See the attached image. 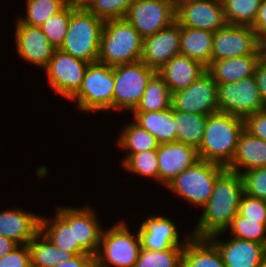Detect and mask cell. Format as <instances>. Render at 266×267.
<instances>
[{
	"mask_svg": "<svg viewBox=\"0 0 266 267\" xmlns=\"http://www.w3.org/2000/svg\"><path fill=\"white\" fill-rule=\"evenodd\" d=\"M243 194L241 174L225 168L217 176L213 192L203 206L204 212L191 236L209 238L227 231L233 218L238 214Z\"/></svg>",
	"mask_w": 266,
	"mask_h": 267,
	"instance_id": "cell-1",
	"label": "cell"
},
{
	"mask_svg": "<svg viewBox=\"0 0 266 267\" xmlns=\"http://www.w3.org/2000/svg\"><path fill=\"white\" fill-rule=\"evenodd\" d=\"M243 130V118L222 112L208 115L203 140L197 149L199 159L226 167L233 159Z\"/></svg>",
	"mask_w": 266,
	"mask_h": 267,
	"instance_id": "cell-2",
	"label": "cell"
},
{
	"mask_svg": "<svg viewBox=\"0 0 266 267\" xmlns=\"http://www.w3.org/2000/svg\"><path fill=\"white\" fill-rule=\"evenodd\" d=\"M143 38L125 20L104 21L97 62L108 66L140 61Z\"/></svg>",
	"mask_w": 266,
	"mask_h": 267,
	"instance_id": "cell-3",
	"label": "cell"
},
{
	"mask_svg": "<svg viewBox=\"0 0 266 267\" xmlns=\"http://www.w3.org/2000/svg\"><path fill=\"white\" fill-rule=\"evenodd\" d=\"M103 25L102 19L71 3L68 30L59 49L88 63L97 62Z\"/></svg>",
	"mask_w": 266,
	"mask_h": 267,
	"instance_id": "cell-4",
	"label": "cell"
},
{
	"mask_svg": "<svg viewBox=\"0 0 266 267\" xmlns=\"http://www.w3.org/2000/svg\"><path fill=\"white\" fill-rule=\"evenodd\" d=\"M114 70L100 62L89 63L82 85L70 99L77 100L82 111H109L113 109Z\"/></svg>",
	"mask_w": 266,
	"mask_h": 267,
	"instance_id": "cell-5",
	"label": "cell"
},
{
	"mask_svg": "<svg viewBox=\"0 0 266 267\" xmlns=\"http://www.w3.org/2000/svg\"><path fill=\"white\" fill-rule=\"evenodd\" d=\"M225 168L214 162L199 160L166 186L195 206L203 207L213 192L217 176Z\"/></svg>",
	"mask_w": 266,
	"mask_h": 267,
	"instance_id": "cell-6",
	"label": "cell"
},
{
	"mask_svg": "<svg viewBox=\"0 0 266 267\" xmlns=\"http://www.w3.org/2000/svg\"><path fill=\"white\" fill-rule=\"evenodd\" d=\"M140 250L141 243L138 233L137 236L132 235L127 225L119 222L102 232L100 246L95 259L105 267L110 265L135 267Z\"/></svg>",
	"mask_w": 266,
	"mask_h": 267,
	"instance_id": "cell-7",
	"label": "cell"
},
{
	"mask_svg": "<svg viewBox=\"0 0 266 267\" xmlns=\"http://www.w3.org/2000/svg\"><path fill=\"white\" fill-rule=\"evenodd\" d=\"M113 109L131 110L138 106L150 78L157 72L144 62L113 66Z\"/></svg>",
	"mask_w": 266,
	"mask_h": 267,
	"instance_id": "cell-8",
	"label": "cell"
},
{
	"mask_svg": "<svg viewBox=\"0 0 266 267\" xmlns=\"http://www.w3.org/2000/svg\"><path fill=\"white\" fill-rule=\"evenodd\" d=\"M217 96L219 112L243 119L266 108L254 75L232 83L217 84Z\"/></svg>",
	"mask_w": 266,
	"mask_h": 267,
	"instance_id": "cell-9",
	"label": "cell"
},
{
	"mask_svg": "<svg viewBox=\"0 0 266 267\" xmlns=\"http://www.w3.org/2000/svg\"><path fill=\"white\" fill-rule=\"evenodd\" d=\"M125 20L144 39L176 21V4L171 0H135Z\"/></svg>",
	"mask_w": 266,
	"mask_h": 267,
	"instance_id": "cell-10",
	"label": "cell"
},
{
	"mask_svg": "<svg viewBox=\"0 0 266 267\" xmlns=\"http://www.w3.org/2000/svg\"><path fill=\"white\" fill-rule=\"evenodd\" d=\"M171 107L177 111L201 115L219 112L217 83L206 71L187 88L172 93Z\"/></svg>",
	"mask_w": 266,
	"mask_h": 267,
	"instance_id": "cell-11",
	"label": "cell"
},
{
	"mask_svg": "<svg viewBox=\"0 0 266 267\" xmlns=\"http://www.w3.org/2000/svg\"><path fill=\"white\" fill-rule=\"evenodd\" d=\"M88 65L84 60L55 49L44 69L50 86L65 98L71 99L80 89Z\"/></svg>",
	"mask_w": 266,
	"mask_h": 267,
	"instance_id": "cell-12",
	"label": "cell"
},
{
	"mask_svg": "<svg viewBox=\"0 0 266 267\" xmlns=\"http://www.w3.org/2000/svg\"><path fill=\"white\" fill-rule=\"evenodd\" d=\"M260 55L259 38L251 26L226 24L214 32L211 61Z\"/></svg>",
	"mask_w": 266,
	"mask_h": 267,
	"instance_id": "cell-13",
	"label": "cell"
},
{
	"mask_svg": "<svg viewBox=\"0 0 266 267\" xmlns=\"http://www.w3.org/2000/svg\"><path fill=\"white\" fill-rule=\"evenodd\" d=\"M176 21L181 27L216 32L227 23L223 5L215 0H181L176 4Z\"/></svg>",
	"mask_w": 266,
	"mask_h": 267,
	"instance_id": "cell-14",
	"label": "cell"
},
{
	"mask_svg": "<svg viewBox=\"0 0 266 267\" xmlns=\"http://www.w3.org/2000/svg\"><path fill=\"white\" fill-rule=\"evenodd\" d=\"M181 26L173 22L158 33L143 39L140 61L158 71L173 56L180 54Z\"/></svg>",
	"mask_w": 266,
	"mask_h": 267,
	"instance_id": "cell-15",
	"label": "cell"
},
{
	"mask_svg": "<svg viewBox=\"0 0 266 267\" xmlns=\"http://www.w3.org/2000/svg\"><path fill=\"white\" fill-rule=\"evenodd\" d=\"M157 157L158 181L165 186L200 160L195 147L180 142L161 143Z\"/></svg>",
	"mask_w": 266,
	"mask_h": 267,
	"instance_id": "cell-16",
	"label": "cell"
},
{
	"mask_svg": "<svg viewBox=\"0 0 266 267\" xmlns=\"http://www.w3.org/2000/svg\"><path fill=\"white\" fill-rule=\"evenodd\" d=\"M174 222L163 216H152L142 222L138 235L141 248L164 251L170 248H184L187 240H179V233Z\"/></svg>",
	"mask_w": 266,
	"mask_h": 267,
	"instance_id": "cell-17",
	"label": "cell"
},
{
	"mask_svg": "<svg viewBox=\"0 0 266 267\" xmlns=\"http://www.w3.org/2000/svg\"><path fill=\"white\" fill-rule=\"evenodd\" d=\"M15 33L18 55L29 63L45 68L53 57L55 47L41 28L16 23Z\"/></svg>",
	"mask_w": 266,
	"mask_h": 267,
	"instance_id": "cell-18",
	"label": "cell"
},
{
	"mask_svg": "<svg viewBox=\"0 0 266 267\" xmlns=\"http://www.w3.org/2000/svg\"><path fill=\"white\" fill-rule=\"evenodd\" d=\"M209 239L217 246L226 267H258L266 259V245L231 237L227 242Z\"/></svg>",
	"mask_w": 266,
	"mask_h": 267,
	"instance_id": "cell-19",
	"label": "cell"
},
{
	"mask_svg": "<svg viewBox=\"0 0 266 267\" xmlns=\"http://www.w3.org/2000/svg\"><path fill=\"white\" fill-rule=\"evenodd\" d=\"M40 232L61 250L74 255L86 253L78 244H74L72 207H58L51 222L40 216Z\"/></svg>",
	"mask_w": 266,
	"mask_h": 267,
	"instance_id": "cell-20",
	"label": "cell"
},
{
	"mask_svg": "<svg viewBox=\"0 0 266 267\" xmlns=\"http://www.w3.org/2000/svg\"><path fill=\"white\" fill-rule=\"evenodd\" d=\"M40 231V216L20 209L0 212V234L19 245L28 244Z\"/></svg>",
	"mask_w": 266,
	"mask_h": 267,
	"instance_id": "cell-21",
	"label": "cell"
},
{
	"mask_svg": "<svg viewBox=\"0 0 266 267\" xmlns=\"http://www.w3.org/2000/svg\"><path fill=\"white\" fill-rule=\"evenodd\" d=\"M207 71L200 62L184 55L173 56L157 72L164 78L171 94L187 88Z\"/></svg>",
	"mask_w": 266,
	"mask_h": 267,
	"instance_id": "cell-22",
	"label": "cell"
},
{
	"mask_svg": "<svg viewBox=\"0 0 266 267\" xmlns=\"http://www.w3.org/2000/svg\"><path fill=\"white\" fill-rule=\"evenodd\" d=\"M264 166H266V141L243 130L239 135L233 159L226 168L242 174L250 169ZM242 167L245 171L240 172L239 169Z\"/></svg>",
	"mask_w": 266,
	"mask_h": 267,
	"instance_id": "cell-23",
	"label": "cell"
},
{
	"mask_svg": "<svg viewBox=\"0 0 266 267\" xmlns=\"http://www.w3.org/2000/svg\"><path fill=\"white\" fill-rule=\"evenodd\" d=\"M103 228L98 223L95 212L88 208H73L74 244H78L86 253L96 256Z\"/></svg>",
	"mask_w": 266,
	"mask_h": 267,
	"instance_id": "cell-24",
	"label": "cell"
},
{
	"mask_svg": "<svg viewBox=\"0 0 266 267\" xmlns=\"http://www.w3.org/2000/svg\"><path fill=\"white\" fill-rule=\"evenodd\" d=\"M260 55H247L211 61L207 71L217 84L232 83L255 74Z\"/></svg>",
	"mask_w": 266,
	"mask_h": 267,
	"instance_id": "cell-25",
	"label": "cell"
},
{
	"mask_svg": "<svg viewBox=\"0 0 266 267\" xmlns=\"http://www.w3.org/2000/svg\"><path fill=\"white\" fill-rule=\"evenodd\" d=\"M187 240L182 267H226L220 251L209 238L190 236Z\"/></svg>",
	"mask_w": 266,
	"mask_h": 267,
	"instance_id": "cell-26",
	"label": "cell"
},
{
	"mask_svg": "<svg viewBox=\"0 0 266 267\" xmlns=\"http://www.w3.org/2000/svg\"><path fill=\"white\" fill-rule=\"evenodd\" d=\"M134 122L153 135L159 144L176 142L174 109L132 112Z\"/></svg>",
	"mask_w": 266,
	"mask_h": 267,
	"instance_id": "cell-27",
	"label": "cell"
},
{
	"mask_svg": "<svg viewBox=\"0 0 266 267\" xmlns=\"http://www.w3.org/2000/svg\"><path fill=\"white\" fill-rule=\"evenodd\" d=\"M214 33L181 27L180 54L208 67L211 63Z\"/></svg>",
	"mask_w": 266,
	"mask_h": 267,
	"instance_id": "cell-28",
	"label": "cell"
},
{
	"mask_svg": "<svg viewBox=\"0 0 266 267\" xmlns=\"http://www.w3.org/2000/svg\"><path fill=\"white\" fill-rule=\"evenodd\" d=\"M174 119L176 142L184 143L198 149L203 140L208 115L174 110Z\"/></svg>",
	"mask_w": 266,
	"mask_h": 267,
	"instance_id": "cell-29",
	"label": "cell"
},
{
	"mask_svg": "<svg viewBox=\"0 0 266 267\" xmlns=\"http://www.w3.org/2000/svg\"><path fill=\"white\" fill-rule=\"evenodd\" d=\"M28 246L31 253V267H55L75 256L73 253L55 247L40 231L28 243Z\"/></svg>",
	"mask_w": 266,
	"mask_h": 267,
	"instance_id": "cell-30",
	"label": "cell"
},
{
	"mask_svg": "<svg viewBox=\"0 0 266 267\" xmlns=\"http://www.w3.org/2000/svg\"><path fill=\"white\" fill-rule=\"evenodd\" d=\"M172 94L164 78L156 72L149 80L138 106L133 112L162 111L171 108Z\"/></svg>",
	"mask_w": 266,
	"mask_h": 267,
	"instance_id": "cell-31",
	"label": "cell"
},
{
	"mask_svg": "<svg viewBox=\"0 0 266 267\" xmlns=\"http://www.w3.org/2000/svg\"><path fill=\"white\" fill-rule=\"evenodd\" d=\"M123 128L118 144L129 151L123 162L133 153L158 149L160 144L157 139L134 121Z\"/></svg>",
	"mask_w": 266,
	"mask_h": 267,
	"instance_id": "cell-32",
	"label": "cell"
},
{
	"mask_svg": "<svg viewBox=\"0 0 266 267\" xmlns=\"http://www.w3.org/2000/svg\"><path fill=\"white\" fill-rule=\"evenodd\" d=\"M68 3V0H26V16L17 18V23L41 27Z\"/></svg>",
	"mask_w": 266,
	"mask_h": 267,
	"instance_id": "cell-33",
	"label": "cell"
},
{
	"mask_svg": "<svg viewBox=\"0 0 266 267\" xmlns=\"http://www.w3.org/2000/svg\"><path fill=\"white\" fill-rule=\"evenodd\" d=\"M262 0H226L222 3L227 24L252 26Z\"/></svg>",
	"mask_w": 266,
	"mask_h": 267,
	"instance_id": "cell-34",
	"label": "cell"
},
{
	"mask_svg": "<svg viewBox=\"0 0 266 267\" xmlns=\"http://www.w3.org/2000/svg\"><path fill=\"white\" fill-rule=\"evenodd\" d=\"M135 0H87L82 6L103 21L125 19Z\"/></svg>",
	"mask_w": 266,
	"mask_h": 267,
	"instance_id": "cell-35",
	"label": "cell"
},
{
	"mask_svg": "<svg viewBox=\"0 0 266 267\" xmlns=\"http://www.w3.org/2000/svg\"><path fill=\"white\" fill-rule=\"evenodd\" d=\"M229 227L231 234L237 239L266 245V220H253L238 213Z\"/></svg>",
	"mask_w": 266,
	"mask_h": 267,
	"instance_id": "cell-36",
	"label": "cell"
},
{
	"mask_svg": "<svg viewBox=\"0 0 266 267\" xmlns=\"http://www.w3.org/2000/svg\"><path fill=\"white\" fill-rule=\"evenodd\" d=\"M184 248H170L164 251L141 248L135 267H182Z\"/></svg>",
	"mask_w": 266,
	"mask_h": 267,
	"instance_id": "cell-37",
	"label": "cell"
},
{
	"mask_svg": "<svg viewBox=\"0 0 266 267\" xmlns=\"http://www.w3.org/2000/svg\"><path fill=\"white\" fill-rule=\"evenodd\" d=\"M70 17L71 2H69L61 11L50 17L40 27L55 49H59L64 41Z\"/></svg>",
	"mask_w": 266,
	"mask_h": 267,
	"instance_id": "cell-38",
	"label": "cell"
},
{
	"mask_svg": "<svg viewBox=\"0 0 266 267\" xmlns=\"http://www.w3.org/2000/svg\"><path fill=\"white\" fill-rule=\"evenodd\" d=\"M122 163L128 171L158 181L157 150L133 153Z\"/></svg>",
	"mask_w": 266,
	"mask_h": 267,
	"instance_id": "cell-39",
	"label": "cell"
},
{
	"mask_svg": "<svg viewBox=\"0 0 266 267\" xmlns=\"http://www.w3.org/2000/svg\"><path fill=\"white\" fill-rule=\"evenodd\" d=\"M241 177L246 195L266 201V166L243 172Z\"/></svg>",
	"mask_w": 266,
	"mask_h": 267,
	"instance_id": "cell-40",
	"label": "cell"
},
{
	"mask_svg": "<svg viewBox=\"0 0 266 267\" xmlns=\"http://www.w3.org/2000/svg\"><path fill=\"white\" fill-rule=\"evenodd\" d=\"M238 213L253 220H266V201L245 193L241 197Z\"/></svg>",
	"mask_w": 266,
	"mask_h": 267,
	"instance_id": "cell-41",
	"label": "cell"
},
{
	"mask_svg": "<svg viewBox=\"0 0 266 267\" xmlns=\"http://www.w3.org/2000/svg\"><path fill=\"white\" fill-rule=\"evenodd\" d=\"M0 267H31V253L28 244L19 245L12 252L2 256Z\"/></svg>",
	"mask_w": 266,
	"mask_h": 267,
	"instance_id": "cell-42",
	"label": "cell"
},
{
	"mask_svg": "<svg viewBox=\"0 0 266 267\" xmlns=\"http://www.w3.org/2000/svg\"><path fill=\"white\" fill-rule=\"evenodd\" d=\"M243 120L245 131L266 141V108L245 117Z\"/></svg>",
	"mask_w": 266,
	"mask_h": 267,
	"instance_id": "cell-43",
	"label": "cell"
},
{
	"mask_svg": "<svg viewBox=\"0 0 266 267\" xmlns=\"http://www.w3.org/2000/svg\"><path fill=\"white\" fill-rule=\"evenodd\" d=\"M251 27L259 40L266 37V0H262L257 17Z\"/></svg>",
	"mask_w": 266,
	"mask_h": 267,
	"instance_id": "cell-44",
	"label": "cell"
},
{
	"mask_svg": "<svg viewBox=\"0 0 266 267\" xmlns=\"http://www.w3.org/2000/svg\"><path fill=\"white\" fill-rule=\"evenodd\" d=\"M254 77L264 105L266 106V65L259 61L256 65Z\"/></svg>",
	"mask_w": 266,
	"mask_h": 267,
	"instance_id": "cell-45",
	"label": "cell"
},
{
	"mask_svg": "<svg viewBox=\"0 0 266 267\" xmlns=\"http://www.w3.org/2000/svg\"><path fill=\"white\" fill-rule=\"evenodd\" d=\"M95 259L94 256L88 253L73 256L70 260L61 262L55 267H88Z\"/></svg>",
	"mask_w": 266,
	"mask_h": 267,
	"instance_id": "cell-46",
	"label": "cell"
},
{
	"mask_svg": "<svg viewBox=\"0 0 266 267\" xmlns=\"http://www.w3.org/2000/svg\"><path fill=\"white\" fill-rule=\"evenodd\" d=\"M18 246L19 244L14 240L0 234V258L7 253L12 252Z\"/></svg>",
	"mask_w": 266,
	"mask_h": 267,
	"instance_id": "cell-47",
	"label": "cell"
},
{
	"mask_svg": "<svg viewBox=\"0 0 266 267\" xmlns=\"http://www.w3.org/2000/svg\"><path fill=\"white\" fill-rule=\"evenodd\" d=\"M260 61L266 65V37L259 40Z\"/></svg>",
	"mask_w": 266,
	"mask_h": 267,
	"instance_id": "cell-48",
	"label": "cell"
},
{
	"mask_svg": "<svg viewBox=\"0 0 266 267\" xmlns=\"http://www.w3.org/2000/svg\"><path fill=\"white\" fill-rule=\"evenodd\" d=\"M68 1L74 5L82 6L87 0H68Z\"/></svg>",
	"mask_w": 266,
	"mask_h": 267,
	"instance_id": "cell-49",
	"label": "cell"
},
{
	"mask_svg": "<svg viewBox=\"0 0 266 267\" xmlns=\"http://www.w3.org/2000/svg\"><path fill=\"white\" fill-rule=\"evenodd\" d=\"M88 267H105L103 265H101L96 259H94Z\"/></svg>",
	"mask_w": 266,
	"mask_h": 267,
	"instance_id": "cell-50",
	"label": "cell"
},
{
	"mask_svg": "<svg viewBox=\"0 0 266 267\" xmlns=\"http://www.w3.org/2000/svg\"><path fill=\"white\" fill-rule=\"evenodd\" d=\"M258 267H266V259Z\"/></svg>",
	"mask_w": 266,
	"mask_h": 267,
	"instance_id": "cell-51",
	"label": "cell"
},
{
	"mask_svg": "<svg viewBox=\"0 0 266 267\" xmlns=\"http://www.w3.org/2000/svg\"><path fill=\"white\" fill-rule=\"evenodd\" d=\"M215 1H217V2H219V3H223L224 1H226V0H215Z\"/></svg>",
	"mask_w": 266,
	"mask_h": 267,
	"instance_id": "cell-52",
	"label": "cell"
},
{
	"mask_svg": "<svg viewBox=\"0 0 266 267\" xmlns=\"http://www.w3.org/2000/svg\"><path fill=\"white\" fill-rule=\"evenodd\" d=\"M171 1H173L175 4H177L181 0H171Z\"/></svg>",
	"mask_w": 266,
	"mask_h": 267,
	"instance_id": "cell-53",
	"label": "cell"
}]
</instances>
